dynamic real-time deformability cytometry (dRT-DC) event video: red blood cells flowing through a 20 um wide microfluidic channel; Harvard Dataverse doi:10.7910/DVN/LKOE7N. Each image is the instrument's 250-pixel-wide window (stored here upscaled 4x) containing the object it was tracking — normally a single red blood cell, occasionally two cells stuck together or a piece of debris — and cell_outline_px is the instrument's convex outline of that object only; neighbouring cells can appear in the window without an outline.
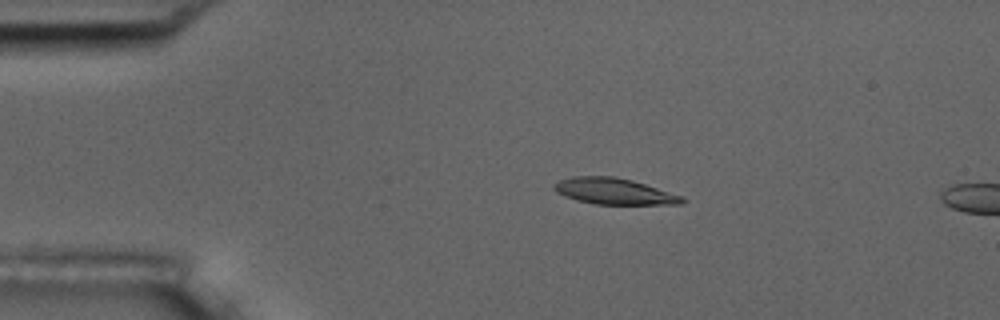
{"species": "common noctule bat (a hibernating species)", "species_latin": "Nyctalus noctula", "temperature_condition": "room temperature", "stored_images_in_passage": 3, "camera_frame_rate_fps": 3000, "um_per_image_px": 0.085, "animal": {"sex": "male", "body_mass_g": 17.5, "forearm_length_mm": 52.3}, "frame": {"image": 1, "passage_image": 2, "time_ms": 1.0, "image_size_px": [1000, 320], "cell_outline_px": [[688, 200], [680, 204], [596, 204], [576, 200], [564, 196], [556, 192], [552, 188], [552, 184], [560, 180], [572, 176], [612, 176], [632, 180], [684, 196]], "centroid_in_image_um": [52.19, 16.26], "position_along_channel_um": 32.8, "area_um2": 19.65}}